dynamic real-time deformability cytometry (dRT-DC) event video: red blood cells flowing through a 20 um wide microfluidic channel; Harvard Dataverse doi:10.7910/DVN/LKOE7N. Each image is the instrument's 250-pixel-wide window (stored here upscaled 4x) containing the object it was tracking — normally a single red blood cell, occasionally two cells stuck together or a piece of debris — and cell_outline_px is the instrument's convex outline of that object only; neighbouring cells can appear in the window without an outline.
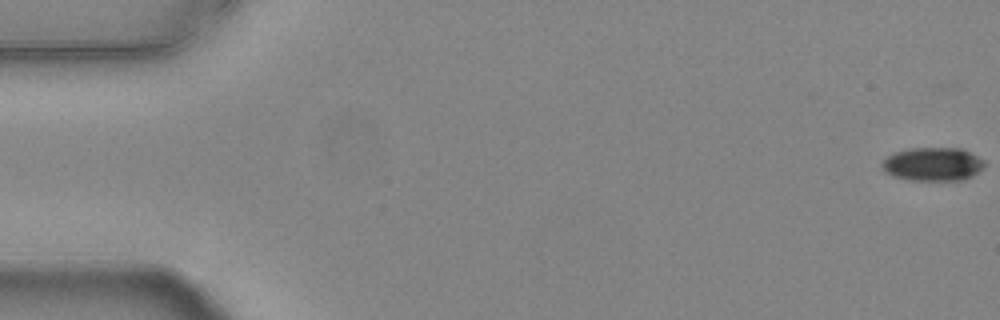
{"species": "common noctule bat (a hibernating species)", "species_latin": "Nyctalus noctula", "temperature_condition": "warm", "stored_images_in_passage": 55, "camera_frame_rate_fps": 3000, "um_per_image_px": 0.085, "animal": {"sex": "female", "body_mass_g": 24.6, "forearm_length_mm": 56.2}, "frame": {"image": 1, "passage_image": 1, "time_ms": 0.0, "image_size_px": [1000, 320], "cell_outline_px": [[984, 164], [972, 176], [964, 180], [912, 180], [892, 176], [884, 172], [880, 164], [892, 152], [912, 148], [960, 148], [984, 160]], "centroid_in_image_um": [79.23, 13.95], "position_along_channel_um": 5.8, "area_um2": 19.88}}
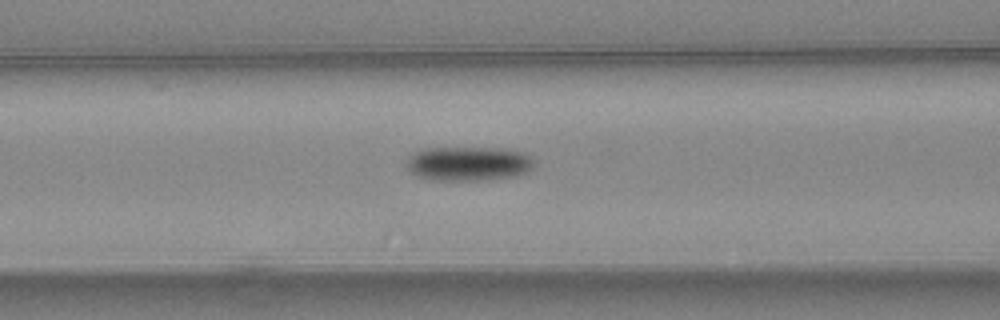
{"frame": {"image": 2, "passage_image": 23, "time_ms": 7.333, "image_size_px": [1000, 320], "cell_outline_px": [[536, 160], [532, 168], [524, 172], [512, 176], [488, 180], [432, 180], [416, 176], [408, 172], [404, 164], [408, 156], [412, 152], [424, 148], [500, 148], [524, 152], [532, 156]], "centroid_in_image_um": [39.76, 13.9], "position_along_channel_um": 126.8, "area_um2": 26.01}}
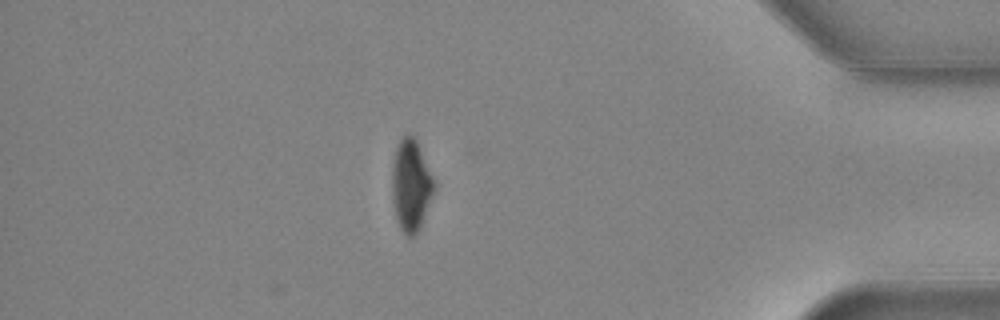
{"frame": {"image": 3, "passage_image": 48, "time_ms": 15.667, "image_size_px": [1000, 320], "cell_outline_px": [[436, 188], [420, 228], [412, 236], [408, 236], [400, 228], [396, 220], [392, 200], [392, 160], [396, 148], [400, 140], [408, 132], [416, 140], [436, 184]], "centroid_in_image_um": [34.92, 15.76], "position_along_channel_um": 400.3, "area_um2": 22.48}, "authors_computed_cell_mechanics": {"area_um2": 23.0622, "velocity_mm_per_s": 3.781, "shape_relaxation_time_tau1_ms": 4.9955, "shape_relaxation_time_tau2_ms": null, "deformation_change_tau1": 0.1353, "deformation_change_tau2": null}}